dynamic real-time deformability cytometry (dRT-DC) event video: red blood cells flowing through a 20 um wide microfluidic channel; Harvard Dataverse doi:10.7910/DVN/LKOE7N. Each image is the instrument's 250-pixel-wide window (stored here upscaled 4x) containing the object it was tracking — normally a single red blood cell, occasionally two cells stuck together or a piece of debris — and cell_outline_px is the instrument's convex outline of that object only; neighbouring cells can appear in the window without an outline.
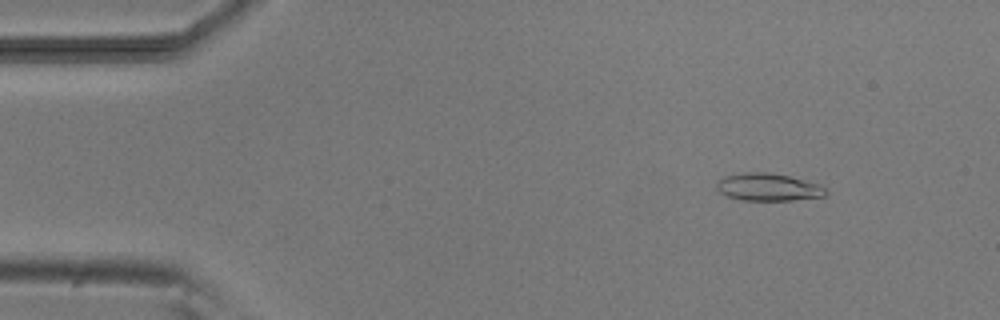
{"species": "common noctule bat (a hibernating species)", "species_latin": "Nyctalus noctula", "temperature_condition": "room temperature", "stored_images_in_passage": 7, "camera_frame_rate_fps": 3000, "um_per_image_px": 0.085, "animal": {"sex": "male", "body_mass_g": 20.5, "forearm_length_mm": 52.5}, "frame": {"image": 1, "passage_image": 2, "time_ms": 1.0, "image_size_px": [1000, 320], "cell_outline_px": [[828, 192], [824, 196], [792, 200], [740, 200], [728, 196], [720, 192], [716, 188], [716, 184], [724, 176], [744, 172], [764, 172], [788, 176], [820, 184]], "centroid_in_image_um": [65.29, 15.91], "position_along_channel_um": 19.7, "area_um2": 17.34}}
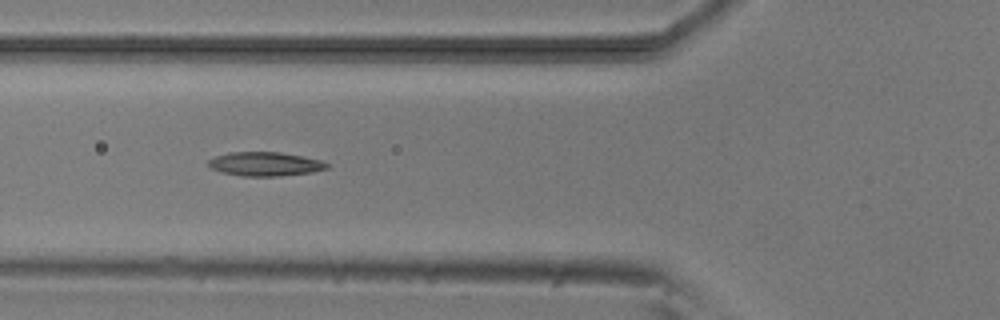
{"frame": {"image": 2, "passage_image": 5, "time_ms": 5.333, "image_size_px": [1000, 320], "cell_outline_px": [[328, 168], [312, 172], [280, 176], [244, 176], [224, 172], [212, 168], [208, 164], [208, 160], [216, 156], [228, 152], [280, 152], [320, 160], [328, 164]], "centroid_in_image_um": [22.53, 13.93], "position_along_channel_um": 103.3, "area_um2": 16.3}}
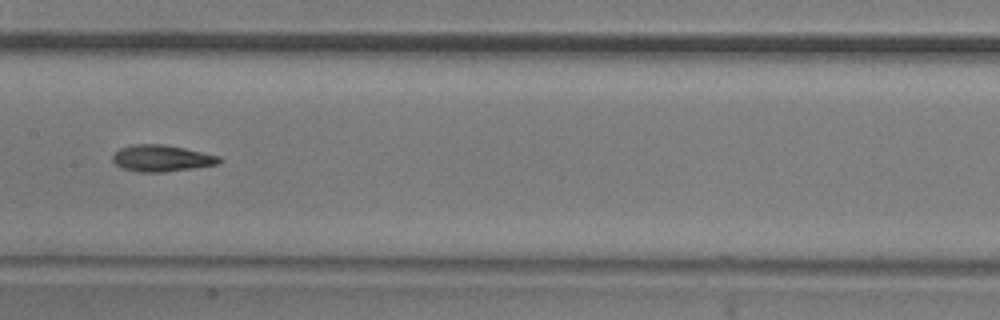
{"frame": {"image": 3, "passage_image": 7, "time_ms": 7.667, "image_size_px": [1000, 320], "cell_outline_px": [[224, 160], [220, 164], [164, 172], [136, 172], [120, 168], [112, 160], [112, 156], [120, 148], [132, 144], [164, 144], [184, 148], [220, 156]], "centroid_in_image_um": [13.74, 13.46], "position_along_channel_um": 193.7, "area_um2": 16.65}}